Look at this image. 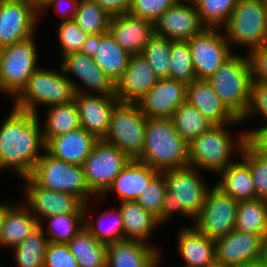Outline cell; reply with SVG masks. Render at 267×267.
Segmentation results:
<instances>
[{
    "label": "cell",
    "instance_id": "49",
    "mask_svg": "<svg viewBox=\"0 0 267 267\" xmlns=\"http://www.w3.org/2000/svg\"><path fill=\"white\" fill-rule=\"evenodd\" d=\"M247 54L252 82L267 83V46L250 50Z\"/></svg>",
    "mask_w": 267,
    "mask_h": 267
},
{
    "label": "cell",
    "instance_id": "19",
    "mask_svg": "<svg viewBox=\"0 0 267 267\" xmlns=\"http://www.w3.org/2000/svg\"><path fill=\"white\" fill-rule=\"evenodd\" d=\"M80 126L98 140L106 136L114 106L119 102L115 95L75 93Z\"/></svg>",
    "mask_w": 267,
    "mask_h": 267
},
{
    "label": "cell",
    "instance_id": "27",
    "mask_svg": "<svg viewBox=\"0 0 267 267\" xmlns=\"http://www.w3.org/2000/svg\"><path fill=\"white\" fill-rule=\"evenodd\" d=\"M98 139L80 127L74 131L50 138L45 151L56 159L82 166Z\"/></svg>",
    "mask_w": 267,
    "mask_h": 267
},
{
    "label": "cell",
    "instance_id": "4",
    "mask_svg": "<svg viewBox=\"0 0 267 267\" xmlns=\"http://www.w3.org/2000/svg\"><path fill=\"white\" fill-rule=\"evenodd\" d=\"M189 144L169 118H147L144 146L137 160L162 172L189 165Z\"/></svg>",
    "mask_w": 267,
    "mask_h": 267
},
{
    "label": "cell",
    "instance_id": "28",
    "mask_svg": "<svg viewBox=\"0 0 267 267\" xmlns=\"http://www.w3.org/2000/svg\"><path fill=\"white\" fill-rule=\"evenodd\" d=\"M161 252L146 242L123 239L107 245V267H152Z\"/></svg>",
    "mask_w": 267,
    "mask_h": 267
},
{
    "label": "cell",
    "instance_id": "37",
    "mask_svg": "<svg viewBox=\"0 0 267 267\" xmlns=\"http://www.w3.org/2000/svg\"><path fill=\"white\" fill-rule=\"evenodd\" d=\"M171 120L175 130L188 144L214 125L187 101L175 110Z\"/></svg>",
    "mask_w": 267,
    "mask_h": 267
},
{
    "label": "cell",
    "instance_id": "38",
    "mask_svg": "<svg viewBox=\"0 0 267 267\" xmlns=\"http://www.w3.org/2000/svg\"><path fill=\"white\" fill-rule=\"evenodd\" d=\"M40 226L48 242L67 244L84 226V213H67L45 218Z\"/></svg>",
    "mask_w": 267,
    "mask_h": 267
},
{
    "label": "cell",
    "instance_id": "55",
    "mask_svg": "<svg viewBox=\"0 0 267 267\" xmlns=\"http://www.w3.org/2000/svg\"><path fill=\"white\" fill-rule=\"evenodd\" d=\"M32 2V4L34 5V7L41 12L42 9L48 4L50 3L52 0H30Z\"/></svg>",
    "mask_w": 267,
    "mask_h": 267
},
{
    "label": "cell",
    "instance_id": "16",
    "mask_svg": "<svg viewBox=\"0 0 267 267\" xmlns=\"http://www.w3.org/2000/svg\"><path fill=\"white\" fill-rule=\"evenodd\" d=\"M60 61V67L71 81L75 93L115 95V83L92 57L75 52L63 56Z\"/></svg>",
    "mask_w": 267,
    "mask_h": 267
},
{
    "label": "cell",
    "instance_id": "24",
    "mask_svg": "<svg viewBox=\"0 0 267 267\" xmlns=\"http://www.w3.org/2000/svg\"><path fill=\"white\" fill-rule=\"evenodd\" d=\"M108 32L129 55L141 54L154 35V23L129 13L112 15Z\"/></svg>",
    "mask_w": 267,
    "mask_h": 267
},
{
    "label": "cell",
    "instance_id": "45",
    "mask_svg": "<svg viewBox=\"0 0 267 267\" xmlns=\"http://www.w3.org/2000/svg\"><path fill=\"white\" fill-rule=\"evenodd\" d=\"M166 191L164 174L159 172L146 185L145 190L138 196L136 202L158 219L161 216Z\"/></svg>",
    "mask_w": 267,
    "mask_h": 267
},
{
    "label": "cell",
    "instance_id": "36",
    "mask_svg": "<svg viewBox=\"0 0 267 267\" xmlns=\"http://www.w3.org/2000/svg\"><path fill=\"white\" fill-rule=\"evenodd\" d=\"M47 244L48 239L44 229L39 226L24 241L11 249L10 252L14 255L12 257L14 267H43Z\"/></svg>",
    "mask_w": 267,
    "mask_h": 267
},
{
    "label": "cell",
    "instance_id": "5",
    "mask_svg": "<svg viewBox=\"0 0 267 267\" xmlns=\"http://www.w3.org/2000/svg\"><path fill=\"white\" fill-rule=\"evenodd\" d=\"M59 69L39 66L25 87L12 100L13 108L40 116L42 108L66 104L74 100L75 91L71 81ZM40 111V113H39Z\"/></svg>",
    "mask_w": 267,
    "mask_h": 267
},
{
    "label": "cell",
    "instance_id": "15",
    "mask_svg": "<svg viewBox=\"0 0 267 267\" xmlns=\"http://www.w3.org/2000/svg\"><path fill=\"white\" fill-rule=\"evenodd\" d=\"M40 21L30 0H0V49L34 36Z\"/></svg>",
    "mask_w": 267,
    "mask_h": 267
},
{
    "label": "cell",
    "instance_id": "51",
    "mask_svg": "<svg viewBox=\"0 0 267 267\" xmlns=\"http://www.w3.org/2000/svg\"><path fill=\"white\" fill-rule=\"evenodd\" d=\"M247 142L258 152L267 156V124H262L260 127L245 128Z\"/></svg>",
    "mask_w": 267,
    "mask_h": 267
},
{
    "label": "cell",
    "instance_id": "34",
    "mask_svg": "<svg viewBox=\"0 0 267 267\" xmlns=\"http://www.w3.org/2000/svg\"><path fill=\"white\" fill-rule=\"evenodd\" d=\"M79 267H104L107 245L100 243L84 226L67 243Z\"/></svg>",
    "mask_w": 267,
    "mask_h": 267
},
{
    "label": "cell",
    "instance_id": "13",
    "mask_svg": "<svg viewBox=\"0 0 267 267\" xmlns=\"http://www.w3.org/2000/svg\"><path fill=\"white\" fill-rule=\"evenodd\" d=\"M188 44L197 79H209L235 53L223 30L217 28H205Z\"/></svg>",
    "mask_w": 267,
    "mask_h": 267
},
{
    "label": "cell",
    "instance_id": "31",
    "mask_svg": "<svg viewBox=\"0 0 267 267\" xmlns=\"http://www.w3.org/2000/svg\"><path fill=\"white\" fill-rule=\"evenodd\" d=\"M40 222L30 213V210L19 200L15 202L4 215L0 234V248L12 249L24 241Z\"/></svg>",
    "mask_w": 267,
    "mask_h": 267
},
{
    "label": "cell",
    "instance_id": "50",
    "mask_svg": "<svg viewBox=\"0 0 267 267\" xmlns=\"http://www.w3.org/2000/svg\"><path fill=\"white\" fill-rule=\"evenodd\" d=\"M79 0H52L40 12V19L46 12L53 10L56 16H59L58 22L73 20L77 11ZM61 18V20H60Z\"/></svg>",
    "mask_w": 267,
    "mask_h": 267
},
{
    "label": "cell",
    "instance_id": "22",
    "mask_svg": "<svg viewBox=\"0 0 267 267\" xmlns=\"http://www.w3.org/2000/svg\"><path fill=\"white\" fill-rule=\"evenodd\" d=\"M159 173L137 159H130L113 183L101 197H95L94 202H104L111 194L121 201H136L143 193L146 185ZM109 195V196H108ZM106 198V199H104Z\"/></svg>",
    "mask_w": 267,
    "mask_h": 267
},
{
    "label": "cell",
    "instance_id": "8",
    "mask_svg": "<svg viewBox=\"0 0 267 267\" xmlns=\"http://www.w3.org/2000/svg\"><path fill=\"white\" fill-rule=\"evenodd\" d=\"M36 36L0 49V94L9 97L10 101L21 92L40 65Z\"/></svg>",
    "mask_w": 267,
    "mask_h": 267
},
{
    "label": "cell",
    "instance_id": "25",
    "mask_svg": "<svg viewBox=\"0 0 267 267\" xmlns=\"http://www.w3.org/2000/svg\"><path fill=\"white\" fill-rule=\"evenodd\" d=\"M186 101L214 125L236 123L239 119L227 108L207 79L187 84Z\"/></svg>",
    "mask_w": 267,
    "mask_h": 267
},
{
    "label": "cell",
    "instance_id": "42",
    "mask_svg": "<svg viewBox=\"0 0 267 267\" xmlns=\"http://www.w3.org/2000/svg\"><path fill=\"white\" fill-rule=\"evenodd\" d=\"M169 79L191 83L197 79L188 41H172Z\"/></svg>",
    "mask_w": 267,
    "mask_h": 267
},
{
    "label": "cell",
    "instance_id": "21",
    "mask_svg": "<svg viewBox=\"0 0 267 267\" xmlns=\"http://www.w3.org/2000/svg\"><path fill=\"white\" fill-rule=\"evenodd\" d=\"M265 242L260 235L234 229L228 235L215 240L216 261L233 267L261 259Z\"/></svg>",
    "mask_w": 267,
    "mask_h": 267
},
{
    "label": "cell",
    "instance_id": "47",
    "mask_svg": "<svg viewBox=\"0 0 267 267\" xmlns=\"http://www.w3.org/2000/svg\"><path fill=\"white\" fill-rule=\"evenodd\" d=\"M253 117H260V120H263L262 124H267V83L252 82L250 104L241 122L244 123Z\"/></svg>",
    "mask_w": 267,
    "mask_h": 267
},
{
    "label": "cell",
    "instance_id": "48",
    "mask_svg": "<svg viewBox=\"0 0 267 267\" xmlns=\"http://www.w3.org/2000/svg\"><path fill=\"white\" fill-rule=\"evenodd\" d=\"M43 267H79L67 244L48 242Z\"/></svg>",
    "mask_w": 267,
    "mask_h": 267
},
{
    "label": "cell",
    "instance_id": "29",
    "mask_svg": "<svg viewBox=\"0 0 267 267\" xmlns=\"http://www.w3.org/2000/svg\"><path fill=\"white\" fill-rule=\"evenodd\" d=\"M117 206L122 214L124 239L146 242L163 253L164 251L160 250L159 245L152 244V239H150L152 234H155V230L162 227L158 223V219L136 201H121Z\"/></svg>",
    "mask_w": 267,
    "mask_h": 267
},
{
    "label": "cell",
    "instance_id": "18",
    "mask_svg": "<svg viewBox=\"0 0 267 267\" xmlns=\"http://www.w3.org/2000/svg\"><path fill=\"white\" fill-rule=\"evenodd\" d=\"M187 84L173 79L159 81L139 100L137 105L146 118H169L186 101Z\"/></svg>",
    "mask_w": 267,
    "mask_h": 267
},
{
    "label": "cell",
    "instance_id": "46",
    "mask_svg": "<svg viewBox=\"0 0 267 267\" xmlns=\"http://www.w3.org/2000/svg\"><path fill=\"white\" fill-rule=\"evenodd\" d=\"M178 0H132L129 14L155 22Z\"/></svg>",
    "mask_w": 267,
    "mask_h": 267
},
{
    "label": "cell",
    "instance_id": "3",
    "mask_svg": "<svg viewBox=\"0 0 267 267\" xmlns=\"http://www.w3.org/2000/svg\"><path fill=\"white\" fill-rule=\"evenodd\" d=\"M241 123L239 119L236 123L213 125L192 140L188 146L189 165L205 171L204 174L217 175L233 163L235 158L240 156L243 145L247 142V136L241 129L235 137L233 131L230 132L229 129Z\"/></svg>",
    "mask_w": 267,
    "mask_h": 267
},
{
    "label": "cell",
    "instance_id": "17",
    "mask_svg": "<svg viewBox=\"0 0 267 267\" xmlns=\"http://www.w3.org/2000/svg\"><path fill=\"white\" fill-rule=\"evenodd\" d=\"M205 28L191 0H178L154 22V34L171 41H188Z\"/></svg>",
    "mask_w": 267,
    "mask_h": 267
},
{
    "label": "cell",
    "instance_id": "39",
    "mask_svg": "<svg viewBox=\"0 0 267 267\" xmlns=\"http://www.w3.org/2000/svg\"><path fill=\"white\" fill-rule=\"evenodd\" d=\"M112 15L93 0H79L76 24L89 35L108 33Z\"/></svg>",
    "mask_w": 267,
    "mask_h": 267
},
{
    "label": "cell",
    "instance_id": "32",
    "mask_svg": "<svg viewBox=\"0 0 267 267\" xmlns=\"http://www.w3.org/2000/svg\"><path fill=\"white\" fill-rule=\"evenodd\" d=\"M239 158L217 174L214 185L237 202H242L255 199L256 192L248 164Z\"/></svg>",
    "mask_w": 267,
    "mask_h": 267
},
{
    "label": "cell",
    "instance_id": "57",
    "mask_svg": "<svg viewBox=\"0 0 267 267\" xmlns=\"http://www.w3.org/2000/svg\"><path fill=\"white\" fill-rule=\"evenodd\" d=\"M207 267H231V266L225 265L215 260L213 263L209 264Z\"/></svg>",
    "mask_w": 267,
    "mask_h": 267
},
{
    "label": "cell",
    "instance_id": "11",
    "mask_svg": "<svg viewBox=\"0 0 267 267\" xmlns=\"http://www.w3.org/2000/svg\"><path fill=\"white\" fill-rule=\"evenodd\" d=\"M130 158L114 145L98 140L82 167L89 190L101 197Z\"/></svg>",
    "mask_w": 267,
    "mask_h": 267
},
{
    "label": "cell",
    "instance_id": "41",
    "mask_svg": "<svg viewBox=\"0 0 267 267\" xmlns=\"http://www.w3.org/2000/svg\"><path fill=\"white\" fill-rule=\"evenodd\" d=\"M171 43L170 39L154 34L141 53L159 79L169 78Z\"/></svg>",
    "mask_w": 267,
    "mask_h": 267
},
{
    "label": "cell",
    "instance_id": "52",
    "mask_svg": "<svg viewBox=\"0 0 267 267\" xmlns=\"http://www.w3.org/2000/svg\"><path fill=\"white\" fill-rule=\"evenodd\" d=\"M111 15L128 13L132 0H93Z\"/></svg>",
    "mask_w": 267,
    "mask_h": 267
},
{
    "label": "cell",
    "instance_id": "56",
    "mask_svg": "<svg viewBox=\"0 0 267 267\" xmlns=\"http://www.w3.org/2000/svg\"><path fill=\"white\" fill-rule=\"evenodd\" d=\"M261 260H262L264 266L267 267V241L265 242L264 247H263Z\"/></svg>",
    "mask_w": 267,
    "mask_h": 267
},
{
    "label": "cell",
    "instance_id": "30",
    "mask_svg": "<svg viewBox=\"0 0 267 267\" xmlns=\"http://www.w3.org/2000/svg\"><path fill=\"white\" fill-rule=\"evenodd\" d=\"M92 201L84 204V227L100 242L106 245L124 239V224L120 208H106L97 216L92 210ZM91 205V206H90ZM95 214V215H94ZM97 216V217H96Z\"/></svg>",
    "mask_w": 267,
    "mask_h": 267
},
{
    "label": "cell",
    "instance_id": "53",
    "mask_svg": "<svg viewBox=\"0 0 267 267\" xmlns=\"http://www.w3.org/2000/svg\"><path fill=\"white\" fill-rule=\"evenodd\" d=\"M14 201L6 200L5 198L0 201V234L3 225L5 212L14 204Z\"/></svg>",
    "mask_w": 267,
    "mask_h": 267
},
{
    "label": "cell",
    "instance_id": "9",
    "mask_svg": "<svg viewBox=\"0 0 267 267\" xmlns=\"http://www.w3.org/2000/svg\"><path fill=\"white\" fill-rule=\"evenodd\" d=\"M29 177L44 189L73 194L84 204L96 197L87 186L82 166L56 159L46 151Z\"/></svg>",
    "mask_w": 267,
    "mask_h": 267
},
{
    "label": "cell",
    "instance_id": "6",
    "mask_svg": "<svg viewBox=\"0 0 267 267\" xmlns=\"http://www.w3.org/2000/svg\"><path fill=\"white\" fill-rule=\"evenodd\" d=\"M207 80L227 108L242 119L248 110L252 89V72L247 55L235 52Z\"/></svg>",
    "mask_w": 267,
    "mask_h": 267
},
{
    "label": "cell",
    "instance_id": "33",
    "mask_svg": "<svg viewBox=\"0 0 267 267\" xmlns=\"http://www.w3.org/2000/svg\"><path fill=\"white\" fill-rule=\"evenodd\" d=\"M41 122L45 143L53 137L79 129V111L74 100L45 108Z\"/></svg>",
    "mask_w": 267,
    "mask_h": 267
},
{
    "label": "cell",
    "instance_id": "14",
    "mask_svg": "<svg viewBox=\"0 0 267 267\" xmlns=\"http://www.w3.org/2000/svg\"><path fill=\"white\" fill-rule=\"evenodd\" d=\"M21 201L41 223L45 218L58 214L84 213V203L70 193L47 190L38 186L30 177L21 179Z\"/></svg>",
    "mask_w": 267,
    "mask_h": 267
},
{
    "label": "cell",
    "instance_id": "10",
    "mask_svg": "<svg viewBox=\"0 0 267 267\" xmlns=\"http://www.w3.org/2000/svg\"><path fill=\"white\" fill-rule=\"evenodd\" d=\"M147 118L136 102H118L112 111L104 141L114 145L130 159L142 153Z\"/></svg>",
    "mask_w": 267,
    "mask_h": 267
},
{
    "label": "cell",
    "instance_id": "12",
    "mask_svg": "<svg viewBox=\"0 0 267 267\" xmlns=\"http://www.w3.org/2000/svg\"><path fill=\"white\" fill-rule=\"evenodd\" d=\"M238 204L233 197L212 184L193 226L212 240L224 237L235 229Z\"/></svg>",
    "mask_w": 267,
    "mask_h": 267
},
{
    "label": "cell",
    "instance_id": "1",
    "mask_svg": "<svg viewBox=\"0 0 267 267\" xmlns=\"http://www.w3.org/2000/svg\"><path fill=\"white\" fill-rule=\"evenodd\" d=\"M4 117L0 120V172L7 169L19 179L29 177L45 152L41 115L12 107Z\"/></svg>",
    "mask_w": 267,
    "mask_h": 267
},
{
    "label": "cell",
    "instance_id": "20",
    "mask_svg": "<svg viewBox=\"0 0 267 267\" xmlns=\"http://www.w3.org/2000/svg\"><path fill=\"white\" fill-rule=\"evenodd\" d=\"M81 52L92 57L114 83L123 75L131 56L117 44L109 32L88 35Z\"/></svg>",
    "mask_w": 267,
    "mask_h": 267
},
{
    "label": "cell",
    "instance_id": "54",
    "mask_svg": "<svg viewBox=\"0 0 267 267\" xmlns=\"http://www.w3.org/2000/svg\"><path fill=\"white\" fill-rule=\"evenodd\" d=\"M233 267H265L261 259H257L250 262L241 263Z\"/></svg>",
    "mask_w": 267,
    "mask_h": 267
},
{
    "label": "cell",
    "instance_id": "2",
    "mask_svg": "<svg viewBox=\"0 0 267 267\" xmlns=\"http://www.w3.org/2000/svg\"><path fill=\"white\" fill-rule=\"evenodd\" d=\"M166 182V194L164 197L161 216L158 223L164 226L173 217L179 216L187 219L190 226L200 214L205 202L208 190L212 187L206 179L204 172L193 166L168 169L162 171Z\"/></svg>",
    "mask_w": 267,
    "mask_h": 267
},
{
    "label": "cell",
    "instance_id": "58",
    "mask_svg": "<svg viewBox=\"0 0 267 267\" xmlns=\"http://www.w3.org/2000/svg\"><path fill=\"white\" fill-rule=\"evenodd\" d=\"M163 253L156 259L152 267H159V265L162 266L161 262L163 261Z\"/></svg>",
    "mask_w": 267,
    "mask_h": 267
},
{
    "label": "cell",
    "instance_id": "43",
    "mask_svg": "<svg viewBox=\"0 0 267 267\" xmlns=\"http://www.w3.org/2000/svg\"><path fill=\"white\" fill-rule=\"evenodd\" d=\"M240 157L248 164L255 185L256 198L267 201V156L246 142Z\"/></svg>",
    "mask_w": 267,
    "mask_h": 267
},
{
    "label": "cell",
    "instance_id": "26",
    "mask_svg": "<svg viewBox=\"0 0 267 267\" xmlns=\"http://www.w3.org/2000/svg\"><path fill=\"white\" fill-rule=\"evenodd\" d=\"M177 230V252L185 262L178 267H207L216 260L215 240L200 233L193 225H183Z\"/></svg>",
    "mask_w": 267,
    "mask_h": 267
},
{
    "label": "cell",
    "instance_id": "7",
    "mask_svg": "<svg viewBox=\"0 0 267 267\" xmlns=\"http://www.w3.org/2000/svg\"><path fill=\"white\" fill-rule=\"evenodd\" d=\"M222 30L234 52L235 47L249 52L267 46V11L263 0H238Z\"/></svg>",
    "mask_w": 267,
    "mask_h": 267
},
{
    "label": "cell",
    "instance_id": "35",
    "mask_svg": "<svg viewBox=\"0 0 267 267\" xmlns=\"http://www.w3.org/2000/svg\"><path fill=\"white\" fill-rule=\"evenodd\" d=\"M235 230L260 235L267 241V201L255 198L239 202Z\"/></svg>",
    "mask_w": 267,
    "mask_h": 267
},
{
    "label": "cell",
    "instance_id": "23",
    "mask_svg": "<svg viewBox=\"0 0 267 267\" xmlns=\"http://www.w3.org/2000/svg\"><path fill=\"white\" fill-rule=\"evenodd\" d=\"M159 78L142 54L132 55L123 75L115 83V96L119 102H137Z\"/></svg>",
    "mask_w": 267,
    "mask_h": 267
},
{
    "label": "cell",
    "instance_id": "44",
    "mask_svg": "<svg viewBox=\"0 0 267 267\" xmlns=\"http://www.w3.org/2000/svg\"><path fill=\"white\" fill-rule=\"evenodd\" d=\"M55 30L56 38H58L57 47H60L58 56L61 58L70 53L81 52L89 35L74 20L57 22Z\"/></svg>",
    "mask_w": 267,
    "mask_h": 267
},
{
    "label": "cell",
    "instance_id": "40",
    "mask_svg": "<svg viewBox=\"0 0 267 267\" xmlns=\"http://www.w3.org/2000/svg\"><path fill=\"white\" fill-rule=\"evenodd\" d=\"M206 28L222 29L233 13L238 0H193Z\"/></svg>",
    "mask_w": 267,
    "mask_h": 267
},
{
    "label": "cell",
    "instance_id": "59",
    "mask_svg": "<svg viewBox=\"0 0 267 267\" xmlns=\"http://www.w3.org/2000/svg\"><path fill=\"white\" fill-rule=\"evenodd\" d=\"M263 2H264V5H265V9L267 11V0H263Z\"/></svg>",
    "mask_w": 267,
    "mask_h": 267
}]
</instances>
